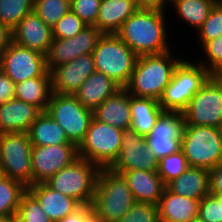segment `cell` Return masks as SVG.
<instances>
[{
  "label": "cell",
  "instance_id": "484cf974",
  "mask_svg": "<svg viewBox=\"0 0 222 222\" xmlns=\"http://www.w3.org/2000/svg\"><path fill=\"white\" fill-rule=\"evenodd\" d=\"M165 187L172 193L200 201L209 194L208 170L188 167L185 172L168 182Z\"/></svg>",
  "mask_w": 222,
  "mask_h": 222
},
{
  "label": "cell",
  "instance_id": "ba28073f",
  "mask_svg": "<svg viewBox=\"0 0 222 222\" xmlns=\"http://www.w3.org/2000/svg\"><path fill=\"white\" fill-rule=\"evenodd\" d=\"M123 131L93 117L78 146L79 157L93 162L100 169L110 168L120 154Z\"/></svg>",
  "mask_w": 222,
  "mask_h": 222
},
{
  "label": "cell",
  "instance_id": "60d3db41",
  "mask_svg": "<svg viewBox=\"0 0 222 222\" xmlns=\"http://www.w3.org/2000/svg\"><path fill=\"white\" fill-rule=\"evenodd\" d=\"M101 0H70L71 11L87 25H95Z\"/></svg>",
  "mask_w": 222,
  "mask_h": 222
},
{
  "label": "cell",
  "instance_id": "cb8c5ba5",
  "mask_svg": "<svg viewBox=\"0 0 222 222\" xmlns=\"http://www.w3.org/2000/svg\"><path fill=\"white\" fill-rule=\"evenodd\" d=\"M138 9L135 0H101L94 25L102 34H116L121 25Z\"/></svg>",
  "mask_w": 222,
  "mask_h": 222
},
{
  "label": "cell",
  "instance_id": "e575fe53",
  "mask_svg": "<svg viewBox=\"0 0 222 222\" xmlns=\"http://www.w3.org/2000/svg\"><path fill=\"white\" fill-rule=\"evenodd\" d=\"M189 167L187 159L182 150L170 154L159 160L157 173L160 175L164 184L178 178Z\"/></svg>",
  "mask_w": 222,
  "mask_h": 222
},
{
  "label": "cell",
  "instance_id": "4fadbf2b",
  "mask_svg": "<svg viewBox=\"0 0 222 222\" xmlns=\"http://www.w3.org/2000/svg\"><path fill=\"white\" fill-rule=\"evenodd\" d=\"M182 112L164 111L151 132L145 137L148 148L160 160L181 150V141L185 128Z\"/></svg>",
  "mask_w": 222,
  "mask_h": 222
},
{
  "label": "cell",
  "instance_id": "7bdbcfd3",
  "mask_svg": "<svg viewBox=\"0 0 222 222\" xmlns=\"http://www.w3.org/2000/svg\"><path fill=\"white\" fill-rule=\"evenodd\" d=\"M15 98V83L0 69V105Z\"/></svg>",
  "mask_w": 222,
  "mask_h": 222
},
{
  "label": "cell",
  "instance_id": "7a4b0ae2",
  "mask_svg": "<svg viewBox=\"0 0 222 222\" xmlns=\"http://www.w3.org/2000/svg\"><path fill=\"white\" fill-rule=\"evenodd\" d=\"M177 57L173 58L170 51L138 56L130 81L124 89L134 97L159 101L174 69L182 60L181 55Z\"/></svg>",
  "mask_w": 222,
  "mask_h": 222
},
{
  "label": "cell",
  "instance_id": "4dcf8cb0",
  "mask_svg": "<svg viewBox=\"0 0 222 222\" xmlns=\"http://www.w3.org/2000/svg\"><path fill=\"white\" fill-rule=\"evenodd\" d=\"M216 2L217 0H178L173 6L183 21L198 30Z\"/></svg>",
  "mask_w": 222,
  "mask_h": 222
},
{
  "label": "cell",
  "instance_id": "1f68e13d",
  "mask_svg": "<svg viewBox=\"0 0 222 222\" xmlns=\"http://www.w3.org/2000/svg\"><path fill=\"white\" fill-rule=\"evenodd\" d=\"M33 11V0H0V23L13 30Z\"/></svg>",
  "mask_w": 222,
  "mask_h": 222
},
{
  "label": "cell",
  "instance_id": "ab89813d",
  "mask_svg": "<svg viewBox=\"0 0 222 222\" xmlns=\"http://www.w3.org/2000/svg\"><path fill=\"white\" fill-rule=\"evenodd\" d=\"M198 217L204 222H222V196L206 195L200 200Z\"/></svg>",
  "mask_w": 222,
  "mask_h": 222
},
{
  "label": "cell",
  "instance_id": "ffe728a7",
  "mask_svg": "<svg viewBox=\"0 0 222 222\" xmlns=\"http://www.w3.org/2000/svg\"><path fill=\"white\" fill-rule=\"evenodd\" d=\"M27 190L38 200L52 222L60 221L81 206L77 200L53 190L46 183L33 184Z\"/></svg>",
  "mask_w": 222,
  "mask_h": 222
},
{
  "label": "cell",
  "instance_id": "83f0119b",
  "mask_svg": "<svg viewBox=\"0 0 222 222\" xmlns=\"http://www.w3.org/2000/svg\"><path fill=\"white\" fill-rule=\"evenodd\" d=\"M51 74L47 71L43 76L28 78L15 84V98L39 107L46 112L52 95Z\"/></svg>",
  "mask_w": 222,
  "mask_h": 222
},
{
  "label": "cell",
  "instance_id": "7402d4cb",
  "mask_svg": "<svg viewBox=\"0 0 222 222\" xmlns=\"http://www.w3.org/2000/svg\"><path fill=\"white\" fill-rule=\"evenodd\" d=\"M122 89L116 82L104 74L95 71L74 93L78 101L92 112L107 98L114 96Z\"/></svg>",
  "mask_w": 222,
  "mask_h": 222
},
{
  "label": "cell",
  "instance_id": "d590c367",
  "mask_svg": "<svg viewBox=\"0 0 222 222\" xmlns=\"http://www.w3.org/2000/svg\"><path fill=\"white\" fill-rule=\"evenodd\" d=\"M201 47L212 39L222 36V1H217L211 8L207 19L198 29Z\"/></svg>",
  "mask_w": 222,
  "mask_h": 222
},
{
  "label": "cell",
  "instance_id": "7c38bea8",
  "mask_svg": "<svg viewBox=\"0 0 222 222\" xmlns=\"http://www.w3.org/2000/svg\"><path fill=\"white\" fill-rule=\"evenodd\" d=\"M0 69L15 83L43 76L47 71L46 56L12 42L0 56Z\"/></svg>",
  "mask_w": 222,
  "mask_h": 222
},
{
  "label": "cell",
  "instance_id": "816d5d0a",
  "mask_svg": "<svg viewBox=\"0 0 222 222\" xmlns=\"http://www.w3.org/2000/svg\"><path fill=\"white\" fill-rule=\"evenodd\" d=\"M158 222H172V221L159 219Z\"/></svg>",
  "mask_w": 222,
  "mask_h": 222
},
{
  "label": "cell",
  "instance_id": "836d02e7",
  "mask_svg": "<svg viewBox=\"0 0 222 222\" xmlns=\"http://www.w3.org/2000/svg\"><path fill=\"white\" fill-rule=\"evenodd\" d=\"M15 222H52L38 200L27 190L21 197Z\"/></svg>",
  "mask_w": 222,
  "mask_h": 222
},
{
  "label": "cell",
  "instance_id": "9c48e42d",
  "mask_svg": "<svg viewBox=\"0 0 222 222\" xmlns=\"http://www.w3.org/2000/svg\"><path fill=\"white\" fill-rule=\"evenodd\" d=\"M31 149L28 133L0 134V165L3 175L19 181L26 188L33 185Z\"/></svg>",
  "mask_w": 222,
  "mask_h": 222
},
{
  "label": "cell",
  "instance_id": "bcb514c9",
  "mask_svg": "<svg viewBox=\"0 0 222 222\" xmlns=\"http://www.w3.org/2000/svg\"><path fill=\"white\" fill-rule=\"evenodd\" d=\"M138 9L165 11V0H135Z\"/></svg>",
  "mask_w": 222,
  "mask_h": 222
},
{
  "label": "cell",
  "instance_id": "f907efd6",
  "mask_svg": "<svg viewBox=\"0 0 222 222\" xmlns=\"http://www.w3.org/2000/svg\"><path fill=\"white\" fill-rule=\"evenodd\" d=\"M168 1H169V3H170V2H171V3L173 2L172 4H174V3H175L176 1H178V0H165V3L168 2Z\"/></svg>",
  "mask_w": 222,
  "mask_h": 222
},
{
  "label": "cell",
  "instance_id": "9a60e30c",
  "mask_svg": "<svg viewBox=\"0 0 222 222\" xmlns=\"http://www.w3.org/2000/svg\"><path fill=\"white\" fill-rule=\"evenodd\" d=\"M158 163L145 137L129 128L123 131L120 154L110 169L119 174L138 169L157 172Z\"/></svg>",
  "mask_w": 222,
  "mask_h": 222
},
{
  "label": "cell",
  "instance_id": "d6a6232c",
  "mask_svg": "<svg viewBox=\"0 0 222 222\" xmlns=\"http://www.w3.org/2000/svg\"><path fill=\"white\" fill-rule=\"evenodd\" d=\"M70 10V0H33V11L51 28Z\"/></svg>",
  "mask_w": 222,
  "mask_h": 222
},
{
  "label": "cell",
  "instance_id": "f35d334b",
  "mask_svg": "<svg viewBox=\"0 0 222 222\" xmlns=\"http://www.w3.org/2000/svg\"><path fill=\"white\" fill-rule=\"evenodd\" d=\"M158 206L135 202L131 209L116 222H158Z\"/></svg>",
  "mask_w": 222,
  "mask_h": 222
},
{
  "label": "cell",
  "instance_id": "c3c4849f",
  "mask_svg": "<svg viewBox=\"0 0 222 222\" xmlns=\"http://www.w3.org/2000/svg\"><path fill=\"white\" fill-rule=\"evenodd\" d=\"M190 222H204V221L202 219H200L199 217H196L193 220H191Z\"/></svg>",
  "mask_w": 222,
  "mask_h": 222
},
{
  "label": "cell",
  "instance_id": "f1b7e54d",
  "mask_svg": "<svg viewBox=\"0 0 222 222\" xmlns=\"http://www.w3.org/2000/svg\"><path fill=\"white\" fill-rule=\"evenodd\" d=\"M32 146L74 144L68 140L65 131L47 112H43L30 126Z\"/></svg>",
  "mask_w": 222,
  "mask_h": 222
},
{
  "label": "cell",
  "instance_id": "4316f807",
  "mask_svg": "<svg viewBox=\"0 0 222 222\" xmlns=\"http://www.w3.org/2000/svg\"><path fill=\"white\" fill-rule=\"evenodd\" d=\"M164 112L159 101L152 98H140L130 95V128L146 137Z\"/></svg>",
  "mask_w": 222,
  "mask_h": 222
},
{
  "label": "cell",
  "instance_id": "8d00e7d4",
  "mask_svg": "<svg viewBox=\"0 0 222 222\" xmlns=\"http://www.w3.org/2000/svg\"><path fill=\"white\" fill-rule=\"evenodd\" d=\"M87 26L84 21L70 10L52 27V37L61 39L72 38Z\"/></svg>",
  "mask_w": 222,
  "mask_h": 222
},
{
  "label": "cell",
  "instance_id": "b9f144b4",
  "mask_svg": "<svg viewBox=\"0 0 222 222\" xmlns=\"http://www.w3.org/2000/svg\"><path fill=\"white\" fill-rule=\"evenodd\" d=\"M209 194L222 196V161L208 171Z\"/></svg>",
  "mask_w": 222,
  "mask_h": 222
},
{
  "label": "cell",
  "instance_id": "d6986e66",
  "mask_svg": "<svg viewBox=\"0 0 222 222\" xmlns=\"http://www.w3.org/2000/svg\"><path fill=\"white\" fill-rule=\"evenodd\" d=\"M42 113L43 111L35 105L16 98L11 99L0 105V134L27 133Z\"/></svg>",
  "mask_w": 222,
  "mask_h": 222
},
{
  "label": "cell",
  "instance_id": "6da1fadb",
  "mask_svg": "<svg viewBox=\"0 0 222 222\" xmlns=\"http://www.w3.org/2000/svg\"><path fill=\"white\" fill-rule=\"evenodd\" d=\"M165 11L137 9L116 35L137 55L170 51L166 42Z\"/></svg>",
  "mask_w": 222,
  "mask_h": 222
},
{
  "label": "cell",
  "instance_id": "f6af8a7d",
  "mask_svg": "<svg viewBox=\"0 0 222 222\" xmlns=\"http://www.w3.org/2000/svg\"><path fill=\"white\" fill-rule=\"evenodd\" d=\"M13 42L12 30L0 23V56L3 51Z\"/></svg>",
  "mask_w": 222,
  "mask_h": 222
},
{
  "label": "cell",
  "instance_id": "8fae6325",
  "mask_svg": "<svg viewBox=\"0 0 222 222\" xmlns=\"http://www.w3.org/2000/svg\"><path fill=\"white\" fill-rule=\"evenodd\" d=\"M46 112L62 126L68 140L79 146L84 140L93 112L86 109L74 95L52 93Z\"/></svg>",
  "mask_w": 222,
  "mask_h": 222
},
{
  "label": "cell",
  "instance_id": "52a82bcc",
  "mask_svg": "<svg viewBox=\"0 0 222 222\" xmlns=\"http://www.w3.org/2000/svg\"><path fill=\"white\" fill-rule=\"evenodd\" d=\"M100 168L83 158L63 167L45 183L55 191L70 196L81 205H92Z\"/></svg>",
  "mask_w": 222,
  "mask_h": 222
},
{
  "label": "cell",
  "instance_id": "5bb4252c",
  "mask_svg": "<svg viewBox=\"0 0 222 222\" xmlns=\"http://www.w3.org/2000/svg\"><path fill=\"white\" fill-rule=\"evenodd\" d=\"M33 184L45 183L63 167L79 158L75 144L32 146Z\"/></svg>",
  "mask_w": 222,
  "mask_h": 222
},
{
  "label": "cell",
  "instance_id": "5b68a950",
  "mask_svg": "<svg viewBox=\"0 0 222 222\" xmlns=\"http://www.w3.org/2000/svg\"><path fill=\"white\" fill-rule=\"evenodd\" d=\"M210 76L211 74L200 63L181 60L174 69L159 104L164 111L183 112Z\"/></svg>",
  "mask_w": 222,
  "mask_h": 222
},
{
  "label": "cell",
  "instance_id": "277c9868",
  "mask_svg": "<svg viewBox=\"0 0 222 222\" xmlns=\"http://www.w3.org/2000/svg\"><path fill=\"white\" fill-rule=\"evenodd\" d=\"M92 55L97 72L127 86L138 56L116 34H103Z\"/></svg>",
  "mask_w": 222,
  "mask_h": 222
},
{
  "label": "cell",
  "instance_id": "603a6c76",
  "mask_svg": "<svg viewBox=\"0 0 222 222\" xmlns=\"http://www.w3.org/2000/svg\"><path fill=\"white\" fill-rule=\"evenodd\" d=\"M93 117L120 130L129 129L131 125L130 94L124 88L120 89L93 111Z\"/></svg>",
  "mask_w": 222,
  "mask_h": 222
},
{
  "label": "cell",
  "instance_id": "2e32d148",
  "mask_svg": "<svg viewBox=\"0 0 222 222\" xmlns=\"http://www.w3.org/2000/svg\"><path fill=\"white\" fill-rule=\"evenodd\" d=\"M102 35L94 25H88L72 38H53L46 56L48 71L50 72L59 65L69 63L78 56L92 54Z\"/></svg>",
  "mask_w": 222,
  "mask_h": 222
},
{
  "label": "cell",
  "instance_id": "3957f363",
  "mask_svg": "<svg viewBox=\"0 0 222 222\" xmlns=\"http://www.w3.org/2000/svg\"><path fill=\"white\" fill-rule=\"evenodd\" d=\"M135 202L122 174L110 168L100 169L91 206L104 222L119 221Z\"/></svg>",
  "mask_w": 222,
  "mask_h": 222
},
{
  "label": "cell",
  "instance_id": "e0dca14e",
  "mask_svg": "<svg viewBox=\"0 0 222 222\" xmlns=\"http://www.w3.org/2000/svg\"><path fill=\"white\" fill-rule=\"evenodd\" d=\"M96 71L92 54L76 57L69 63L54 67L51 71L52 92L74 95L82 83Z\"/></svg>",
  "mask_w": 222,
  "mask_h": 222
},
{
  "label": "cell",
  "instance_id": "74e56055",
  "mask_svg": "<svg viewBox=\"0 0 222 222\" xmlns=\"http://www.w3.org/2000/svg\"><path fill=\"white\" fill-rule=\"evenodd\" d=\"M201 48L204 49L208 62L200 64L211 75H222V36L207 41Z\"/></svg>",
  "mask_w": 222,
  "mask_h": 222
},
{
  "label": "cell",
  "instance_id": "44dd1931",
  "mask_svg": "<svg viewBox=\"0 0 222 222\" xmlns=\"http://www.w3.org/2000/svg\"><path fill=\"white\" fill-rule=\"evenodd\" d=\"M122 175L128 182L136 202L158 205L166 187L157 172L138 169L124 171Z\"/></svg>",
  "mask_w": 222,
  "mask_h": 222
},
{
  "label": "cell",
  "instance_id": "ac0fdd59",
  "mask_svg": "<svg viewBox=\"0 0 222 222\" xmlns=\"http://www.w3.org/2000/svg\"><path fill=\"white\" fill-rule=\"evenodd\" d=\"M13 42L47 56L53 40L52 28L34 12L27 14L12 30Z\"/></svg>",
  "mask_w": 222,
  "mask_h": 222
},
{
  "label": "cell",
  "instance_id": "681fc988",
  "mask_svg": "<svg viewBox=\"0 0 222 222\" xmlns=\"http://www.w3.org/2000/svg\"><path fill=\"white\" fill-rule=\"evenodd\" d=\"M4 175H3V172H2V167H1V165H0V179L3 177Z\"/></svg>",
  "mask_w": 222,
  "mask_h": 222
},
{
  "label": "cell",
  "instance_id": "ee69618b",
  "mask_svg": "<svg viewBox=\"0 0 222 222\" xmlns=\"http://www.w3.org/2000/svg\"><path fill=\"white\" fill-rule=\"evenodd\" d=\"M93 211L92 206L89 204L81 205L78 209L70 215L64 217L58 222H83L84 219Z\"/></svg>",
  "mask_w": 222,
  "mask_h": 222
},
{
  "label": "cell",
  "instance_id": "7dc6e473",
  "mask_svg": "<svg viewBox=\"0 0 222 222\" xmlns=\"http://www.w3.org/2000/svg\"><path fill=\"white\" fill-rule=\"evenodd\" d=\"M83 222H104L94 211H92Z\"/></svg>",
  "mask_w": 222,
  "mask_h": 222
},
{
  "label": "cell",
  "instance_id": "f546056e",
  "mask_svg": "<svg viewBox=\"0 0 222 222\" xmlns=\"http://www.w3.org/2000/svg\"><path fill=\"white\" fill-rule=\"evenodd\" d=\"M27 188L19 181L3 176L0 179V221L15 220L22 195Z\"/></svg>",
  "mask_w": 222,
  "mask_h": 222
},
{
  "label": "cell",
  "instance_id": "8992f818",
  "mask_svg": "<svg viewBox=\"0 0 222 222\" xmlns=\"http://www.w3.org/2000/svg\"><path fill=\"white\" fill-rule=\"evenodd\" d=\"M181 150L189 167L209 171L222 161L221 128L185 125Z\"/></svg>",
  "mask_w": 222,
  "mask_h": 222
},
{
  "label": "cell",
  "instance_id": "30bf717a",
  "mask_svg": "<svg viewBox=\"0 0 222 222\" xmlns=\"http://www.w3.org/2000/svg\"><path fill=\"white\" fill-rule=\"evenodd\" d=\"M186 125L222 126V75H211L182 112Z\"/></svg>",
  "mask_w": 222,
  "mask_h": 222
},
{
  "label": "cell",
  "instance_id": "d4e9b609",
  "mask_svg": "<svg viewBox=\"0 0 222 222\" xmlns=\"http://www.w3.org/2000/svg\"><path fill=\"white\" fill-rule=\"evenodd\" d=\"M199 203L197 199L177 195L165 188L157 205L159 219L190 222L198 217Z\"/></svg>",
  "mask_w": 222,
  "mask_h": 222
}]
</instances>
